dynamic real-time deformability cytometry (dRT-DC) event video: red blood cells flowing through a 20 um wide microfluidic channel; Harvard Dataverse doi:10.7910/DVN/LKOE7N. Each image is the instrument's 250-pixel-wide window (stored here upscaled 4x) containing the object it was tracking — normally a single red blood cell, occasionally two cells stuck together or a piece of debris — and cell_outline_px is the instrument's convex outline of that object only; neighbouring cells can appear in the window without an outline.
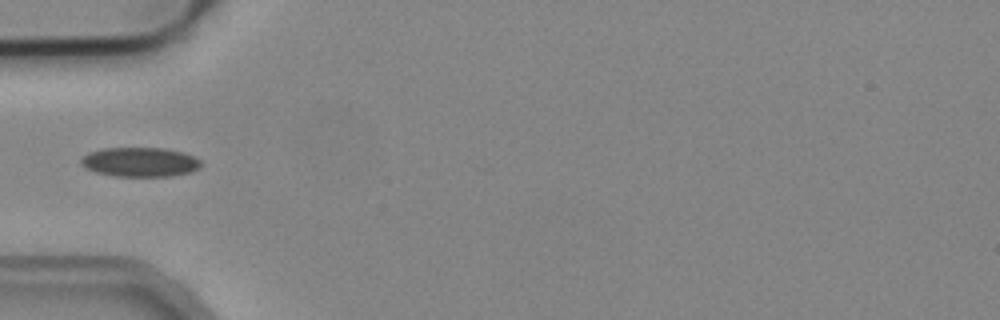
{"species": "common noctule bat (a hibernating species)", "species_latin": "Nyctalus noctula", "temperature_condition": "cold", "stored_images_in_passage": 5, "camera_frame_rate_fps": 3000, "um_per_image_px": 0.085, "animal": {"sex": "male", "body_mass_g": 19.2, "forearm_length_mm": 51.8}, "frame": {"image": 1, "passage_image": 4, "time_ms": 1.0, "image_size_px": [1000, 320], "cell_outline_px": [[204, 164], [200, 168], [192, 172], [172, 176], [116, 176], [96, 172], [80, 164], [80, 160], [88, 152], [104, 148], [164, 148], [180, 152], [192, 156], [200, 160]], "centroid_in_image_um": [11.93, 13.78], "position_along_channel_um": 73.1, "area_um2": 20.52}}